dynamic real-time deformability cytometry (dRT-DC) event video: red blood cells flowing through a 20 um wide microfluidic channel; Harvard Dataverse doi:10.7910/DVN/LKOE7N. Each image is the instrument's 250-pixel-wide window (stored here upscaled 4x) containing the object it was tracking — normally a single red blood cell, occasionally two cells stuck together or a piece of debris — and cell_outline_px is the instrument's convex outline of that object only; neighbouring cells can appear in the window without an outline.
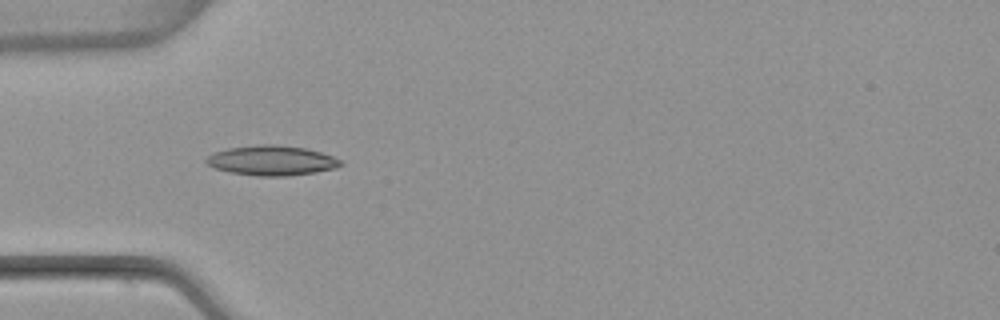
{"species": "common noctule bat (a hibernating species)", "species_latin": "Nyctalus noctula", "temperature_condition": "warm", "stored_images_in_passage": 5, "camera_frame_rate_fps": 3000, "um_per_image_px": 0.085, "animal": {"sex": "female", "body_mass_g": 22.7, "forearm_length_mm": 54.2}, "frame": {"image": 1, "passage_image": 3, "time_ms": 4.333, "image_size_px": [1000, 320], "cell_outline_px": [[344, 164], [336, 168], [316, 172], [288, 176], [256, 176], [232, 172], [212, 168], [204, 160], [212, 152], [228, 148], [260, 144], [276, 144], [304, 148], [320, 152], [344, 160]], "centroid_in_image_um": [23.1, 13.64], "position_along_channel_um": 61.9, "area_um2": 23.58}}
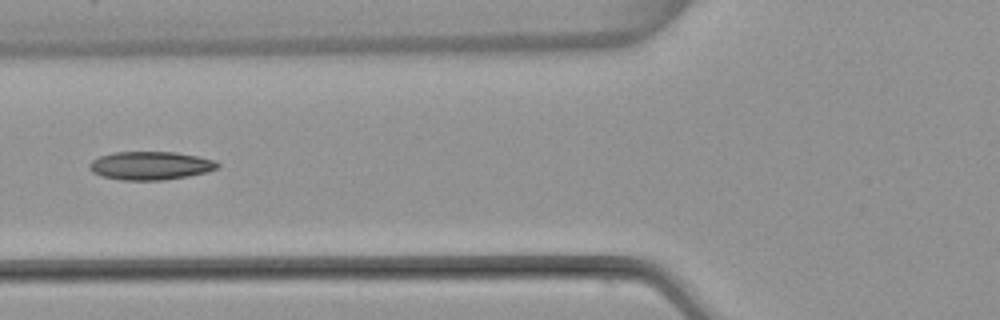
{"frame": {"image": 2, "passage_image": 4, "time_ms": 5.667, "image_size_px": [1000, 320], "cell_outline_px": [[220, 164], [216, 168], [208, 172], [188, 176], [160, 180], [120, 180], [100, 176], [92, 172], [88, 168], [88, 164], [92, 160], [100, 156], [112, 152], [176, 152], [216, 160]], "centroid_in_image_um": [12.76, 14.08], "position_along_channel_um": 113.0, "area_um2": 21.27}}
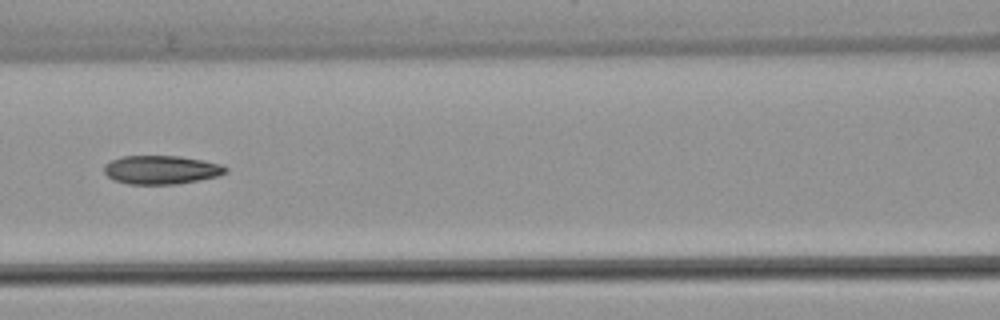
{"frame": {"image": 3, "passage_image": 5, "time_ms": 6.667, "image_size_px": [1000, 320], "cell_outline_px": [[228, 172], [216, 176], [176, 184], [128, 184], [112, 180], [104, 172], [104, 164], [120, 156], [180, 156], [220, 164], [228, 168]], "centroid_in_image_um": [13.66, 14.43], "position_along_channel_um": 152.9, "area_um2": 20.17}}